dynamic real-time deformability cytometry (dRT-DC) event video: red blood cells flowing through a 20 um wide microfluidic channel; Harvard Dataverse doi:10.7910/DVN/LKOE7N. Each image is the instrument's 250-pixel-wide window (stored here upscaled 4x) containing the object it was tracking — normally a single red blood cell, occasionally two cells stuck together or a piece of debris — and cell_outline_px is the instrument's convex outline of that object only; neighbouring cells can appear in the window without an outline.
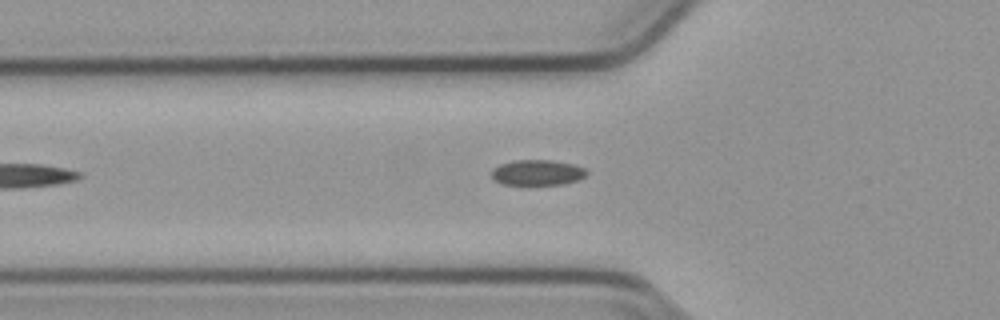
{"species": "common noctule bat (a hibernating species)", "species_latin": "Nyctalus noctula", "temperature_condition": "cold", "stored_images_in_passage": 20, "camera_frame_rate_fps": 3000, "um_per_image_px": 0.085, "animal": {"sex": "male", "body_mass_g": 23.1, "forearm_length_mm": 52.7}, "frame": {"image": 1, "passage_image": 9, "time_ms": 2.667, "image_size_px": [1000, 320], "cell_outline_px": [[588, 172], [580, 180], [564, 184], [500, 184], [492, 176], [492, 168], [500, 164], [512, 160], [552, 160], [572, 164], [584, 168]], "centroid_in_image_um": [45.68, 14.66], "position_along_channel_um": 80.1, "area_um2": 14.1}}
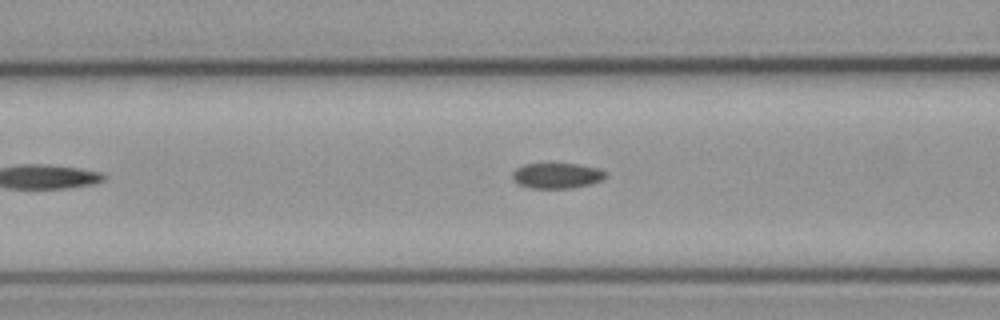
{"frame": {"image": 2, "passage_image": 12, "time_ms": 3.667, "image_size_px": [1000, 320], "cell_outline_px": [[608, 176], [592, 184], [572, 188], [528, 188], [520, 184], [512, 176], [512, 172], [516, 168], [524, 164], [576, 164], [596, 168], [604, 172]], "centroid_in_image_um": [47.33, 14.94], "position_along_channel_um": 119.3, "area_um2": 13.64}}